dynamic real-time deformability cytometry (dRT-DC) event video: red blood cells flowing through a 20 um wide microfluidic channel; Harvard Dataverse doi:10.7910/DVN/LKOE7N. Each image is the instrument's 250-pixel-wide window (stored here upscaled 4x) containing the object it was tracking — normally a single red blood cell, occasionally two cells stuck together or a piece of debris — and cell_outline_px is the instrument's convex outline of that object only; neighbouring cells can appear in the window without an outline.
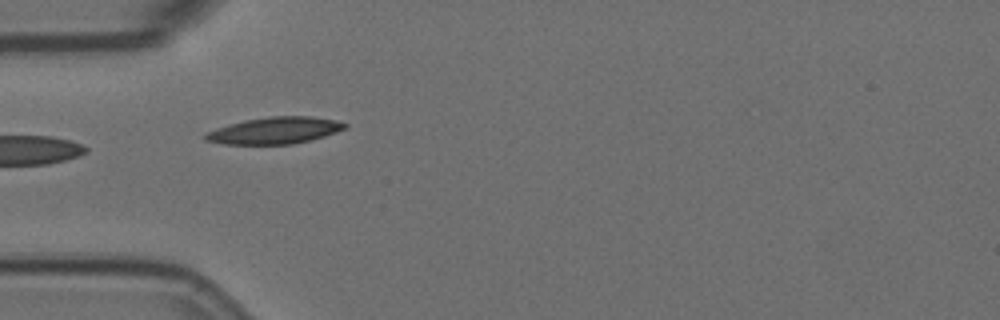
{"species": "Egyptian fruit bat (a non-hibernating species)", "species_latin": "Rousettus aegyptiacus", "temperature_condition": "room temperature", "stored_images_in_passage": 6, "camera_frame_rate_fps": 3000, "um_per_image_px": 0.085, "animal": {"sex": "female"}, "frame": {"image": 1, "passage_image": 5, "time_ms": 1.333, "image_size_px": [1000, 320], "cell_outline_px": [[348, 128], [312, 140], [292, 144], [224, 144], [204, 140], [204, 136], [208, 132], [216, 128], [228, 124], [244, 120], [272, 116], [312, 116], [332, 120], [348, 124]], "centroid_in_image_um": [23.36, 11.09], "position_along_channel_um": 61.6, "area_um2": 21.68}}